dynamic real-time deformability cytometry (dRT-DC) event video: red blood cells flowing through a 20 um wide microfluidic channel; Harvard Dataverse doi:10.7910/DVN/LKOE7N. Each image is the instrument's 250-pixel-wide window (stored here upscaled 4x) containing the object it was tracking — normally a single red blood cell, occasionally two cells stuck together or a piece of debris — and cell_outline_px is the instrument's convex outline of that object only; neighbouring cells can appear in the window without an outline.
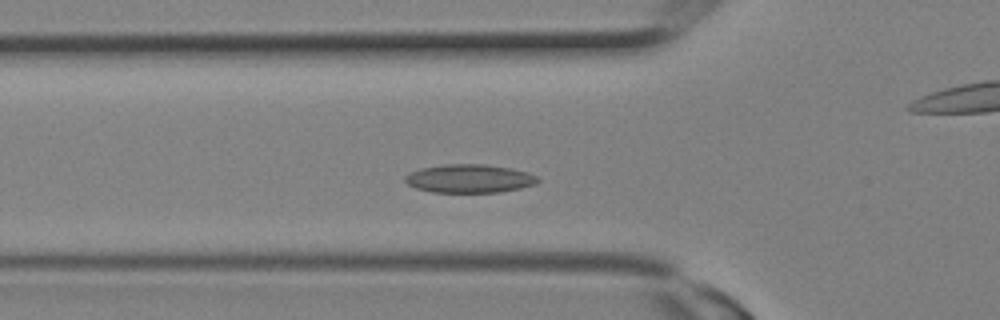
{"species": "Egyptian fruit bat (a non-hibernating species)", "species_latin": "Rousettus aegyptiacus", "temperature_condition": "room temperature", "stored_images_in_passage": 7, "segment_of_instrument_passage": [1, 2], "camera_frame_rate_fps": 3000, "um_per_image_px": 0.085, "animal": {"sex": "female"}, "frame": {"image": 1, "passage_image": 4, "time_ms": 1.0, "image_size_px": [1000, 320], "cell_outline_px": [[540, 180], [536, 184], [520, 188], [500, 192], [432, 192], [416, 188], [408, 184], [404, 180], [404, 176], [408, 172], [420, 168], [444, 164], [484, 164], [512, 168], [528, 172], [536, 176]], "centroid_in_image_um": [39.88, 15.17], "position_along_channel_um": 85.9, "area_um2": 22.14}}
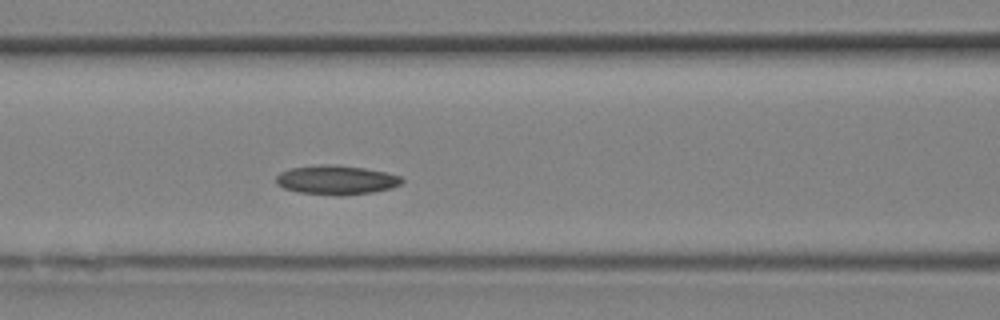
{"frame": {"image": 2, "passage_image": 6, "time_ms": 1.667, "image_size_px": [1000, 320], "cell_outline_px": [[404, 180], [400, 184], [392, 188], [372, 192], [340, 196], [336, 196], [300, 192], [284, 188], [276, 184], [276, 176], [280, 172], [292, 168], [332, 164], [336, 164], [364, 168], [384, 172], [400, 176]], "centroid_in_image_um": [28.59, 15.3], "position_along_channel_um": 138.0, "area_um2": 21.27}}